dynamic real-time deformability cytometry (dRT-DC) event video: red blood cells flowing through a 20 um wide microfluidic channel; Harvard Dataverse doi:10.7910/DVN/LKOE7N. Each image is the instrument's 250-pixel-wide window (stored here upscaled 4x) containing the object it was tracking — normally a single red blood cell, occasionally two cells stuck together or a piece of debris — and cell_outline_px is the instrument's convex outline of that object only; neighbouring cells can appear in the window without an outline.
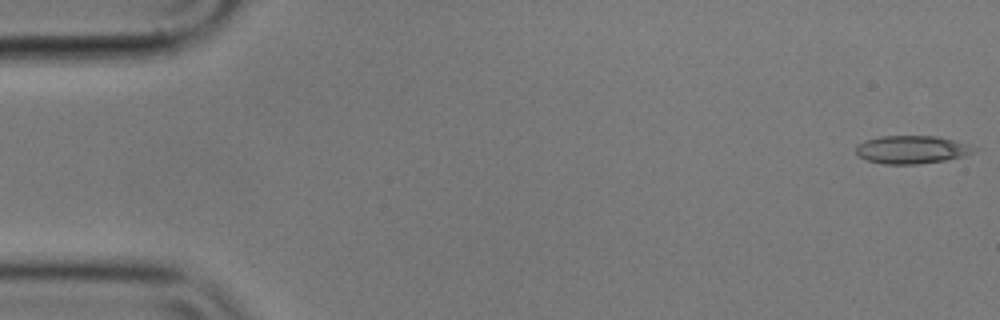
{"species": "common noctule bat (a hibernating species)", "species_latin": "Nyctalus noctula", "temperature_condition": "cold", "stored_images_in_passage": 56, "camera_frame_rate_fps": 3000, "um_per_image_px": 0.085, "animal": {"sex": "male", "body_mass_g": 17.9}, "frame": {"image": 1, "passage_image": 1, "time_ms": 0.0, "image_size_px": [1000, 320], "cell_outline_px": [[980, 148], [964, 156], [944, 160], [916, 164], [884, 164], [868, 160], [860, 156], [856, 152], [856, 144], [864, 140], [880, 136], [936, 136], [968, 144]], "centroid_in_image_um": [77.49, 12.71], "position_along_channel_um": 7.5, "area_um2": 19.19}}
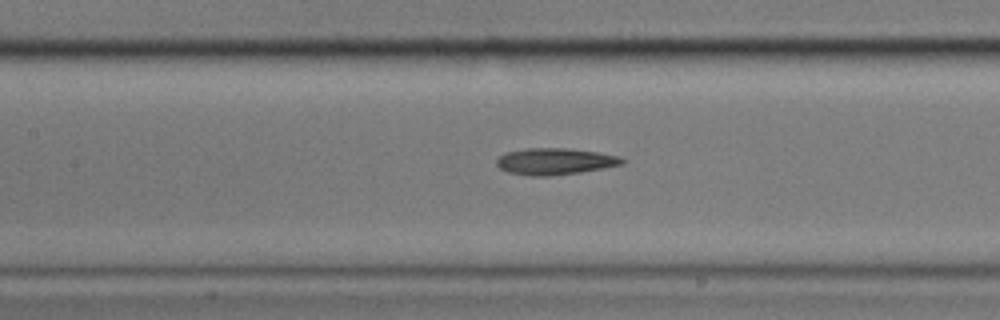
{"frame": {"image": 2, "passage_image": 25, "time_ms": 8.0, "image_size_px": [1000, 320], "cell_outline_px": [[624, 164], [580, 172], [552, 176], [532, 176], [508, 172], [500, 168], [496, 164], [496, 160], [504, 152], [524, 148], [568, 148], [596, 152], [620, 156], [624, 160]], "centroid_in_image_um": [47.14, 13.71], "position_along_channel_um": 160.3, "area_um2": 19.48}}
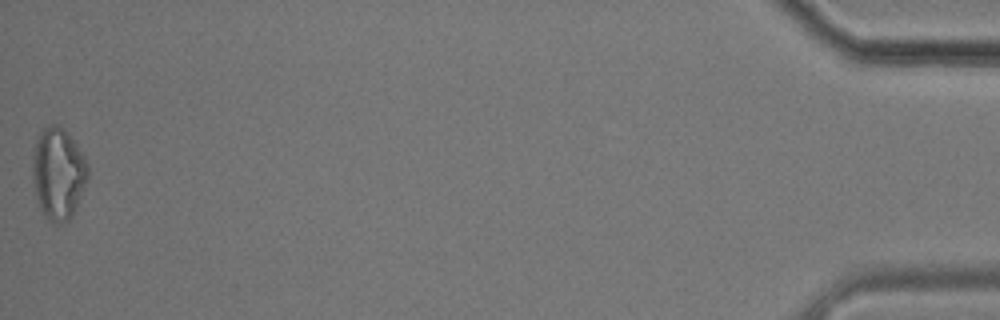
{"frame": {"image": 3, "passage_image": 56, "time_ms": 18.333, "image_size_px": [1000, 320], "cell_outline_px": [[88, 176], [72, 216], [68, 220], [60, 224], [56, 224], [48, 220], [44, 216], [40, 208], [36, 196], [32, 176], [32, 156], [36, 140], [40, 132], [44, 128], [52, 124], [56, 124], [64, 128], [84, 156], [88, 164]], "centroid_in_image_um": [4.93, 14.75], "position_along_channel_um": 430.3, "area_um2": 29.48}}